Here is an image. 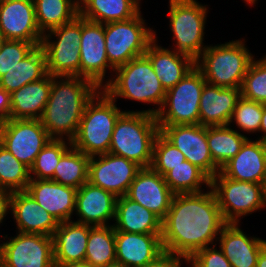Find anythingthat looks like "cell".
Returning <instances> with one entry per match:
<instances>
[{"instance_id":"6da1fadb","label":"cell","mask_w":266,"mask_h":267,"mask_svg":"<svg viewBox=\"0 0 266 267\" xmlns=\"http://www.w3.org/2000/svg\"><path fill=\"white\" fill-rule=\"evenodd\" d=\"M226 222L211 188L200 193L174 194L162 220L163 250L187 260L215 245Z\"/></svg>"},{"instance_id":"7a4b0ae2","label":"cell","mask_w":266,"mask_h":267,"mask_svg":"<svg viewBox=\"0 0 266 267\" xmlns=\"http://www.w3.org/2000/svg\"><path fill=\"white\" fill-rule=\"evenodd\" d=\"M99 90L83 77L52 76L49 99L40 118L49 136L72 141L87 103Z\"/></svg>"},{"instance_id":"3957f363","label":"cell","mask_w":266,"mask_h":267,"mask_svg":"<svg viewBox=\"0 0 266 267\" xmlns=\"http://www.w3.org/2000/svg\"><path fill=\"white\" fill-rule=\"evenodd\" d=\"M116 102L122 98L141 104H149L145 112L157 115L162 108L166 91L155 74L150 60L142 55L114 70L111 80L102 88Z\"/></svg>"},{"instance_id":"277c9868","label":"cell","mask_w":266,"mask_h":267,"mask_svg":"<svg viewBox=\"0 0 266 267\" xmlns=\"http://www.w3.org/2000/svg\"><path fill=\"white\" fill-rule=\"evenodd\" d=\"M117 102L103 89H100L87 103L72 146L87 156L109 152L111 138L116 122L124 112Z\"/></svg>"},{"instance_id":"5b68a950","label":"cell","mask_w":266,"mask_h":267,"mask_svg":"<svg viewBox=\"0 0 266 267\" xmlns=\"http://www.w3.org/2000/svg\"><path fill=\"white\" fill-rule=\"evenodd\" d=\"M245 38L209 44L195 60L208 84L222 88H241L243 78L255 55Z\"/></svg>"},{"instance_id":"8992f818","label":"cell","mask_w":266,"mask_h":267,"mask_svg":"<svg viewBox=\"0 0 266 267\" xmlns=\"http://www.w3.org/2000/svg\"><path fill=\"white\" fill-rule=\"evenodd\" d=\"M160 132L155 115L145 112H124L113 130L109 153L150 167L153 144Z\"/></svg>"},{"instance_id":"52a82bcc","label":"cell","mask_w":266,"mask_h":267,"mask_svg":"<svg viewBox=\"0 0 266 267\" xmlns=\"http://www.w3.org/2000/svg\"><path fill=\"white\" fill-rule=\"evenodd\" d=\"M167 12L172 45L168 48L196 60L207 48L205 34L209 5L198 0H169Z\"/></svg>"},{"instance_id":"ba28073f","label":"cell","mask_w":266,"mask_h":267,"mask_svg":"<svg viewBox=\"0 0 266 267\" xmlns=\"http://www.w3.org/2000/svg\"><path fill=\"white\" fill-rule=\"evenodd\" d=\"M142 13L128 20L104 24L106 55L114 70L144 55L155 39L157 31L150 28Z\"/></svg>"},{"instance_id":"9c48e42d","label":"cell","mask_w":266,"mask_h":267,"mask_svg":"<svg viewBox=\"0 0 266 267\" xmlns=\"http://www.w3.org/2000/svg\"><path fill=\"white\" fill-rule=\"evenodd\" d=\"M210 188L226 223H240L245 216L266 210L264 184L232 180L219 171L211 178Z\"/></svg>"},{"instance_id":"30bf717a","label":"cell","mask_w":266,"mask_h":267,"mask_svg":"<svg viewBox=\"0 0 266 267\" xmlns=\"http://www.w3.org/2000/svg\"><path fill=\"white\" fill-rule=\"evenodd\" d=\"M201 71L193 67L173 88L166 91L156 115L158 125L199 124V103L206 84Z\"/></svg>"},{"instance_id":"8fae6325","label":"cell","mask_w":266,"mask_h":267,"mask_svg":"<svg viewBox=\"0 0 266 267\" xmlns=\"http://www.w3.org/2000/svg\"><path fill=\"white\" fill-rule=\"evenodd\" d=\"M81 17L43 34L47 72L52 76L79 77Z\"/></svg>"},{"instance_id":"7c38bea8","label":"cell","mask_w":266,"mask_h":267,"mask_svg":"<svg viewBox=\"0 0 266 267\" xmlns=\"http://www.w3.org/2000/svg\"><path fill=\"white\" fill-rule=\"evenodd\" d=\"M0 236V267H56L51 236L17 231Z\"/></svg>"},{"instance_id":"4fadbf2b","label":"cell","mask_w":266,"mask_h":267,"mask_svg":"<svg viewBox=\"0 0 266 267\" xmlns=\"http://www.w3.org/2000/svg\"><path fill=\"white\" fill-rule=\"evenodd\" d=\"M51 139L40 119H8L0 125V144L29 169Z\"/></svg>"},{"instance_id":"5bb4252c","label":"cell","mask_w":266,"mask_h":267,"mask_svg":"<svg viewBox=\"0 0 266 267\" xmlns=\"http://www.w3.org/2000/svg\"><path fill=\"white\" fill-rule=\"evenodd\" d=\"M79 50V77L91 80L102 89L111 80L114 73L106 55L104 24L81 17Z\"/></svg>"},{"instance_id":"9a60e30c","label":"cell","mask_w":266,"mask_h":267,"mask_svg":"<svg viewBox=\"0 0 266 267\" xmlns=\"http://www.w3.org/2000/svg\"><path fill=\"white\" fill-rule=\"evenodd\" d=\"M158 126L160 133L184 154L186 160L198 166L210 178L220 171L211 157L207 141V126L200 124Z\"/></svg>"},{"instance_id":"2e32d148","label":"cell","mask_w":266,"mask_h":267,"mask_svg":"<svg viewBox=\"0 0 266 267\" xmlns=\"http://www.w3.org/2000/svg\"><path fill=\"white\" fill-rule=\"evenodd\" d=\"M141 168L136 162L109 152L91 156L88 182L116 197L124 196Z\"/></svg>"},{"instance_id":"e0dca14e","label":"cell","mask_w":266,"mask_h":267,"mask_svg":"<svg viewBox=\"0 0 266 267\" xmlns=\"http://www.w3.org/2000/svg\"><path fill=\"white\" fill-rule=\"evenodd\" d=\"M0 31L7 40L41 45L43 33L37 25L34 0H1Z\"/></svg>"},{"instance_id":"ac0fdd59","label":"cell","mask_w":266,"mask_h":267,"mask_svg":"<svg viewBox=\"0 0 266 267\" xmlns=\"http://www.w3.org/2000/svg\"><path fill=\"white\" fill-rule=\"evenodd\" d=\"M125 196L163 220L170 208L174 193L165 182L164 176L151 167H142Z\"/></svg>"},{"instance_id":"d6986e66","label":"cell","mask_w":266,"mask_h":267,"mask_svg":"<svg viewBox=\"0 0 266 267\" xmlns=\"http://www.w3.org/2000/svg\"><path fill=\"white\" fill-rule=\"evenodd\" d=\"M116 199L112 192L87 181L77 189L74 212L77 220L72 221L92 226L113 225Z\"/></svg>"},{"instance_id":"ffe728a7","label":"cell","mask_w":266,"mask_h":267,"mask_svg":"<svg viewBox=\"0 0 266 267\" xmlns=\"http://www.w3.org/2000/svg\"><path fill=\"white\" fill-rule=\"evenodd\" d=\"M10 212L17 232L52 237L59 226L57 219L41 207L27 191L11 192Z\"/></svg>"},{"instance_id":"44dd1931","label":"cell","mask_w":266,"mask_h":267,"mask_svg":"<svg viewBox=\"0 0 266 267\" xmlns=\"http://www.w3.org/2000/svg\"><path fill=\"white\" fill-rule=\"evenodd\" d=\"M248 138L240 151L222 166L220 172L232 179L266 186V141Z\"/></svg>"},{"instance_id":"7402d4cb","label":"cell","mask_w":266,"mask_h":267,"mask_svg":"<svg viewBox=\"0 0 266 267\" xmlns=\"http://www.w3.org/2000/svg\"><path fill=\"white\" fill-rule=\"evenodd\" d=\"M26 191L57 221H72L77 189L51 179H30Z\"/></svg>"},{"instance_id":"603a6c76","label":"cell","mask_w":266,"mask_h":267,"mask_svg":"<svg viewBox=\"0 0 266 267\" xmlns=\"http://www.w3.org/2000/svg\"><path fill=\"white\" fill-rule=\"evenodd\" d=\"M116 262L123 267H145L164 252L161 234L115 231Z\"/></svg>"},{"instance_id":"cb8c5ba5","label":"cell","mask_w":266,"mask_h":267,"mask_svg":"<svg viewBox=\"0 0 266 267\" xmlns=\"http://www.w3.org/2000/svg\"><path fill=\"white\" fill-rule=\"evenodd\" d=\"M240 223H226L216 244L232 267H256L258 256L266 240L249 236Z\"/></svg>"},{"instance_id":"d4e9b609","label":"cell","mask_w":266,"mask_h":267,"mask_svg":"<svg viewBox=\"0 0 266 267\" xmlns=\"http://www.w3.org/2000/svg\"><path fill=\"white\" fill-rule=\"evenodd\" d=\"M158 38L155 34V39L149 44L144 55L150 60L162 87L167 91L195 67V60L186 54L161 46Z\"/></svg>"},{"instance_id":"484cf974","label":"cell","mask_w":266,"mask_h":267,"mask_svg":"<svg viewBox=\"0 0 266 267\" xmlns=\"http://www.w3.org/2000/svg\"><path fill=\"white\" fill-rule=\"evenodd\" d=\"M240 97V88H222L206 83L200 97L199 124L229 125Z\"/></svg>"},{"instance_id":"4316f807","label":"cell","mask_w":266,"mask_h":267,"mask_svg":"<svg viewBox=\"0 0 266 267\" xmlns=\"http://www.w3.org/2000/svg\"><path fill=\"white\" fill-rule=\"evenodd\" d=\"M92 225L75 221L60 222L52 235L55 266L85 261L87 241Z\"/></svg>"},{"instance_id":"83f0119b","label":"cell","mask_w":266,"mask_h":267,"mask_svg":"<svg viewBox=\"0 0 266 267\" xmlns=\"http://www.w3.org/2000/svg\"><path fill=\"white\" fill-rule=\"evenodd\" d=\"M115 231L140 234H162V220L152 211L128 197L116 199Z\"/></svg>"},{"instance_id":"f1b7e54d","label":"cell","mask_w":266,"mask_h":267,"mask_svg":"<svg viewBox=\"0 0 266 267\" xmlns=\"http://www.w3.org/2000/svg\"><path fill=\"white\" fill-rule=\"evenodd\" d=\"M52 75L28 83L10 94L9 119H40L49 99Z\"/></svg>"},{"instance_id":"f546056e","label":"cell","mask_w":266,"mask_h":267,"mask_svg":"<svg viewBox=\"0 0 266 267\" xmlns=\"http://www.w3.org/2000/svg\"><path fill=\"white\" fill-rule=\"evenodd\" d=\"M79 16L101 24L124 21L142 10L141 0H78Z\"/></svg>"},{"instance_id":"4dcf8cb0","label":"cell","mask_w":266,"mask_h":267,"mask_svg":"<svg viewBox=\"0 0 266 267\" xmlns=\"http://www.w3.org/2000/svg\"><path fill=\"white\" fill-rule=\"evenodd\" d=\"M48 74L45 51L36 46L28 55L0 78V88L10 94L24 85L38 81Z\"/></svg>"},{"instance_id":"1f68e13d","label":"cell","mask_w":266,"mask_h":267,"mask_svg":"<svg viewBox=\"0 0 266 267\" xmlns=\"http://www.w3.org/2000/svg\"><path fill=\"white\" fill-rule=\"evenodd\" d=\"M250 138L230 125L207 126V141L214 163L221 169Z\"/></svg>"},{"instance_id":"d6a6232c","label":"cell","mask_w":266,"mask_h":267,"mask_svg":"<svg viewBox=\"0 0 266 267\" xmlns=\"http://www.w3.org/2000/svg\"><path fill=\"white\" fill-rule=\"evenodd\" d=\"M34 4L37 25L43 34L79 15L78 0H34Z\"/></svg>"},{"instance_id":"836d02e7","label":"cell","mask_w":266,"mask_h":267,"mask_svg":"<svg viewBox=\"0 0 266 267\" xmlns=\"http://www.w3.org/2000/svg\"><path fill=\"white\" fill-rule=\"evenodd\" d=\"M85 261L93 267L117 264L113 225L92 226L89 231Z\"/></svg>"},{"instance_id":"e575fe53","label":"cell","mask_w":266,"mask_h":267,"mask_svg":"<svg viewBox=\"0 0 266 267\" xmlns=\"http://www.w3.org/2000/svg\"><path fill=\"white\" fill-rule=\"evenodd\" d=\"M164 180L174 194L200 193L209 189L211 184V178L188 160L169 170Z\"/></svg>"},{"instance_id":"d590c367","label":"cell","mask_w":266,"mask_h":267,"mask_svg":"<svg viewBox=\"0 0 266 267\" xmlns=\"http://www.w3.org/2000/svg\"><path fill=\"white\" fill-rule=\"evenodd\" d=\"M90 156L71 146L60 158L51 180L79 189L88 181Z\"/></svg>"},{"instance_id":"8d00e7d4","label":"cell","mask_w":266,"mask_h":267,"mask_svg":"<svg viewBox=\"0 0 266 267\" xmlns=\"http://www.w3.org/2000/svg\"><path fill=\"white\" fill-rule=\"evenodd\" d=\"M29 182L30 169L0 144V188L26 191Z\"/></svg>"},{"instance_id":"74e56055","label":"cell","mask_w":266,"mask_h":267,"mask_svg":"<svg viewBox=\"0 0 266 267\" xmlns=\"http://www.w3.org/2000/svg\"><path fill=\"white\" fill-rule=\"evenodd\" d=\"M72 146L65 139H51L30 168V179H52L61 156Z\"/></svg>"},{"instance_id":"f35d334b","label":"cell","mask_w":266,"mask_h":267,"mask_svg":"<svg viewBox=\"0 0 266 267\" xmlns=\"http://www.w3.org/2000/svg\"><path fill=\"white\" fill-rule=\"evenodd\" d=\"M263 114V103L244 98L237 102L233 115L229 122L232 128L247 136V134L259 133L260 123ZM236 125V126H235ZM247 133V134H246Z\"/></svg>"},{"instance_id":"ab89813d","label":"cell","mask_w":266,"mask_h":267,"mask_svg":"<svg viewBox=\"0 0 266 267\" xmlns=\"http://www.w3.org/2000/svg\"><path fill=\"white\" fill-rule=\"evenodd\" d=\"M241 96L266 104V54L252 60L241 85Z\"/></svg>"},{"instance_id":"60d3db41","label":"cell","mask_w":266,"mask_h":267,"mask_svg":"<svg viewBox=\"0 0 266 267\" xmlns=\"http://www.w3.org/2000/svg\"><path fill=\"white\" fill-rule=\"evenodd\" d=\"M185 160L184 154L159 132L153 144L150 167L164 176L169 170Z\"/></svg>"},{"instance_id":"b9f144b4","label":"cell","mask_w":266,"mask_h":267,"mask_svg":"<svg viewBox=\"0 0 266 267\" xmlns=\"http://www.w3.org/2000/svg\"><path fill=\"white\" fill-rule=\"evenodd\" d=\"M34 48L35 46L27 41L6 40L0 50V78Z\"/></svg>"},{"instance_id":"7bdbcfd3","label":"cell","mask_w":266,"mask_h":267,"mask_svg":"<svg viewBox=\"0 0 266 267\" xmlns=\"http://www.w3.org/2000/svg\"><path fill=\"white\" fill-rule=\"evenodd\" d=\"M187 267H232L217 244L207 246L187 260Z\"/></svg>"},{"instance_id":"ee69618b","label":"cell","mask_w":266,"mask_h":267,"mask_svg":"<svg viewBox=\"0 0 266 267\" xmlns=\"http://www.w3.org/2000/svg\"><path fill=\"white\" fill-rule=\"evenodd\" d=\"M184 264L187 266V259L183 256L164 251L154 261L145 267H183Z\"/></svg>"},{"instance_id":"f6af8a7d","label":"cell","mask_w":266,"mask_h":267,"mask_svg":"<svg viewBox=\"0 0 266 267\" xmlns=\"http://www.w3.org/2000/svg\"><path fill=\"white\" fill-rule=\"evenodd\" d=\"M10 109V93L0 88V125L9 119Z\"/></svg>"},{"instance_id":"bcb514c9","label":"cell","mask_w":266,"mask_h":267,"mask_svg":"<svg viewBox=\"0 0 266 267\" xmlns=\"http://www.w3.org/2000/svg\"><path fill=\"white\" fill-rule=\"evenodd\" d=\"M10 195L11 192L0 188V227L5 225L6 216L10 214Z\"/></svg>"},{"instance_id":"7dc6e473","label":"cell","mask_w":266,"mask_h":267,"mask_svg":"<svg viewBox=\"0 0 266 267\" xmlns=\"http://www.w3.org/2000/svg\"><path fill=\"white\" fill-rule=\"evenodd\" d=\"M260 133L261 135L256 134L257 135L256 139L266 141V104H263V114L260 123L259 134Z\"/></svg>"},{"instance_id":"c3c4849f","label":"cell","mask_w":266,"mask_h":267,"mask_svg":"<svg viewBox=\"0 0 266 267\" xmlns=\"http://www.w3.org/2000/svg\"><path fill=\"white\" fill-rule=\"evenodd\" d=\"M256 267H266V244L261 249L257 259Z\"/></svg>"},{"instance_id":"681fc988","label":"cell","mask_w":266,"mask_h":267,"mask_svg":"<svg viewBox=\"0 0 266 267\" xmlns=\"http://www.w3.org/2000/svg\"><path fill=\"white\" fill-rule=\"evenodd\" d=\"M56 267H93V266L87 263L86 261H79L73 263L58 264Z\"/></svg>"},{"instance_id":"f907efd6","label":"cell","mask_w":266,"mask_h":267,"mask_svg":"<svg viewBox=\"0 0 266 267\" xmlns=\"http://www.w3.org/2000/svg\"><path fill=\"white\" fill-rule=\"evenodd\" d=\"M258 0H243L244 3H246V5H248L249 7H253L254 5L256 6V3Z\"/></svg>"},{"instance_id":"816d5d0a","label":"cell","mask_w":266,"mask_h":267,"mask_svg":"<svg viewBox=\"0 0 266 267\" xmlns=\"http://www.w3.org/2000/svg\"><path fill=\"white\" fill-rule=\"evenodd\" d=\"M6 40L7 39L5 38L3 33L0 31V50H1L2 45L6 42Z\"/></svg>"},{"instance_id":"f5cc1de1","label":"cell","mask_w":266,"mask_h":267,"mask_svg":"<svg viewBox=\"0 0 266 267\" xmlns=\"http://www.w3.org/2000/svg\"><path fill=\"white\" fill-rule=\"evenodd\" d=\"M106 267H123V266L122 265H119V264H114V265L106 266Z\"/></svg>"}]
</instances>
